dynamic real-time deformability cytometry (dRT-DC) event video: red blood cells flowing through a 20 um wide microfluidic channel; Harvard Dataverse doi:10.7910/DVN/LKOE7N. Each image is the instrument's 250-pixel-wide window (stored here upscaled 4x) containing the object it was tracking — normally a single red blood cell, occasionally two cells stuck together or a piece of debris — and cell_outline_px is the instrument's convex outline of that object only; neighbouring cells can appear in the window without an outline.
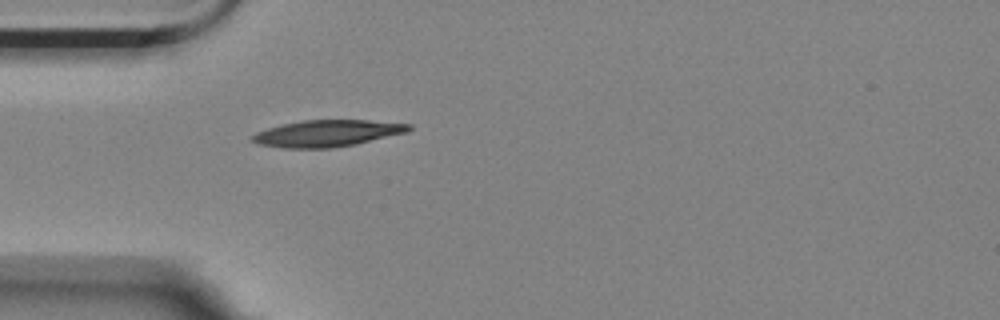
{"species": "Egyptian fruit bat (a non-hibernating species)", "species_latin": "Rousettus aegyptiacus", "temperature_condition": "room temperature", "stored_images_in_passage": 28, "camera_frame_rate_fps": 3000, "um_per_image_px": 0.085, "animal": {"sex": "female"}, "frame": {"image": 1, "passage_image": 1, "time_ms": 0.0, "image_size_px": [1000, 320], "cell_outline_px": [[412, 128], [408, 132], [356, 144], [332, 148], [284, 148], [260, 144], [252, 140], [252, 136], [256, 132], [280, 124], [304, 120], [368, 120], [412, 124]], "centroid_in_image_um": [27.84, 11.33], "position_along_channel_um": 57.2, "area_um2": 24.28}}
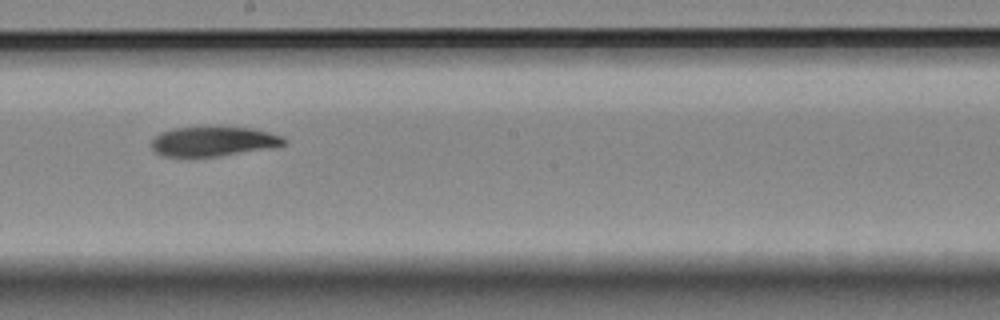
{"frame": {"image": 2, "passage_image": 16, "time_ms": 5.0, "image_size_px": [1000, 320], "cell_outline_px": [[288, 140], [284, 144], [272, 148], [220, 156], [160, 156], [152, 152], [152, 140], [160, 132], [176, 128], [204, 124], [252, 128], [284, 136]], "centroid_in_image_um": [18.14, 11.98], "position_along_channel_um": 230.1, "area_um2": 23.81}}
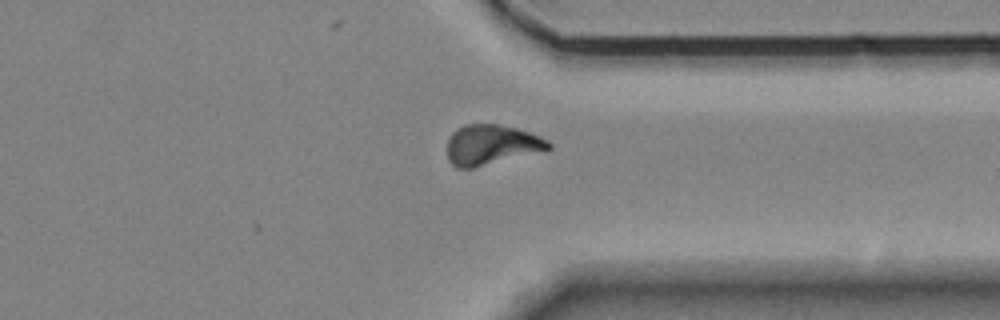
{"frame": {"image": 3, "passage_image": 28, "time_ms": 9.0, "image_size_px": [1000, 320], "cell_outline_px": [[552, 148], [548, 152], [472, 168], [456, 168], [448, 160], [448, 140], [452, 132], [456, 128], [464, 124], [496, 124], [516, 128], [540, 136], [548, 140], [552, 144]], "centroid_in_image_um": [41.83, 12.33], "position_along_channel_um": 369.6, "area_um2": 24.28}, "authors_computed_cell_mechanics": {"area_um2": 24.0159, "velocity_mm_per_s": 3.5192, "shape_relaxation_time_tau1_ms": 4.9027, "shape_relaxation_time_tau2_ms": 9.0291, "deformation_change_tau1": 0.1358, "deformation_change_tau2": 0.1194}}